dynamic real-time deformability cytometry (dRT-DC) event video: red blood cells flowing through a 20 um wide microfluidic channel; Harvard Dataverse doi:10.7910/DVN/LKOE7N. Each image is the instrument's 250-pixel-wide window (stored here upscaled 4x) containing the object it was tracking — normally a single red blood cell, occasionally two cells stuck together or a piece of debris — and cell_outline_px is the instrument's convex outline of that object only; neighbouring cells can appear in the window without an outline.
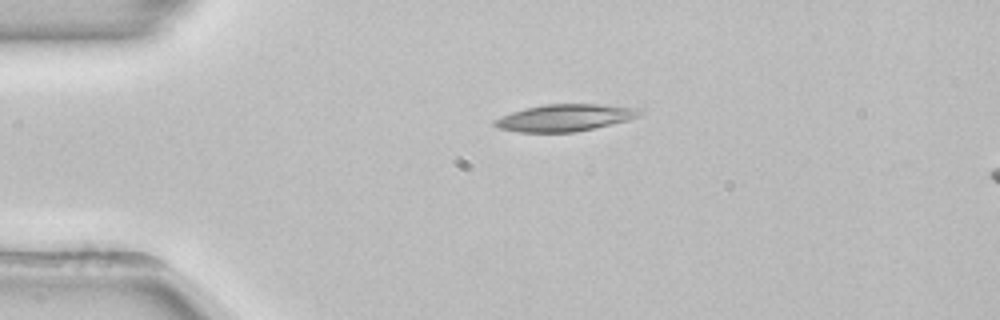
{"species": "common noctule bat (a hibernating species)", "species_latin": "Nyctalus noctula", "temperature_condition": "room temperature", "stored_images_in_passage": 42, "camera_frame_rate_fps": 3000, "um_per_image_px": 0.085, "animal": {"sex": "female", "body_mass_g": 22.7, "forearm_length_mm": 54.2}, "frame": {"image": 1, "passage_image": 1, "time_ms": 0.0, "image_size_px": [1000, 320], "cell_outline_px": [[644, 112], [640, 116], [628, 120], [576, 132], [520, 132], [500, 128], [492, 124], [492, 120], [512, 112], [544, 104], [596, 104], [640, 108]], "centroid_in_image_um": [48.04, 10.0], "position_along_channel_um": 37.0, "area_um2": 22.66}}
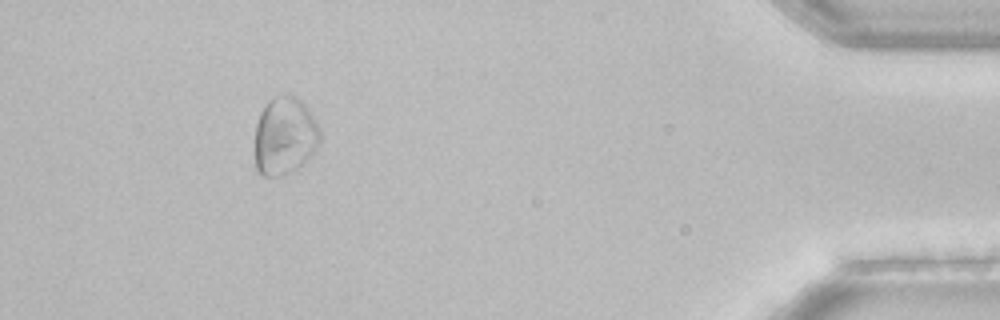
{"frame": {"image": 2, "passage_image": 38, "time_ms": 12.333, "image_size_px": [1000, 320], "cell_outline_px": [[320, 140], [316, 148], [292, 172], [276, 176], [264, 176], [256, 168], [256, 124], [260, 112], [264, 104], [268, 100], [276, 96], [288, 92], [296, 96], [308, 108], [320, 128]], "centroid_in_image_um": [24.19, 11.49], "position_along_channel_um": 411.0, "area_um2": 29.42}, "authors_computed_cell_mechanics": {"area_um2": 21.1548, "velocity_mm_per_s": 3.834, "shape_relaxation_time_tau1_ms": 2.9778, "shape_relaxation_time_tau2_ms": null, "deformation_change_tau1": 0.0987, "deformation_change_tau2": null}}